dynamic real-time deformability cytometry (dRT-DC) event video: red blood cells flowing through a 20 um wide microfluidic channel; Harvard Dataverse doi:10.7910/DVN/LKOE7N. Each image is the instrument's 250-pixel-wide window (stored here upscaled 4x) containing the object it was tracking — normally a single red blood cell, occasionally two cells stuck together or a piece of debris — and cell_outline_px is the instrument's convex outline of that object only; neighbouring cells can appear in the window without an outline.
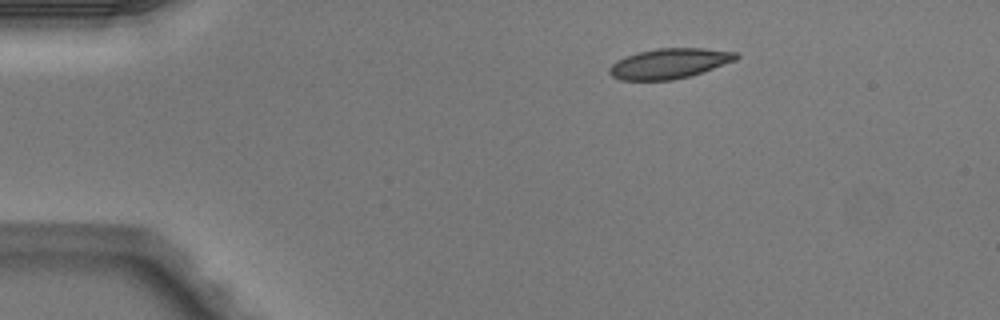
{"species": "Egyptian fruit bat (a non-hibernating species)", "species_latin": "Rousettus aegyptiacus", "temperature_condition": "warm", "stored_images_in_passage": 5, "camera_frame_rate_fps": 3000, "um_per_image_px": 0.085, "animal": {"sex": "male"}, "frame": {"image": 1, "passage_image": 1, "time_ms": 0.0, "image_size_px": [1000, 320], "cell_outline_px": [[740, 56], [736, 60], [688, 76], [672, 80], [620, 80], [612, 76], [608, 72], [608, 68], [616, 60], [640, 52], [656, 48], [704, 48], [740, 52]], "centroid_in_image_um": [56.9, 5.39], "position_along_channel_um": 28.1, "area_um2": 22.14}}
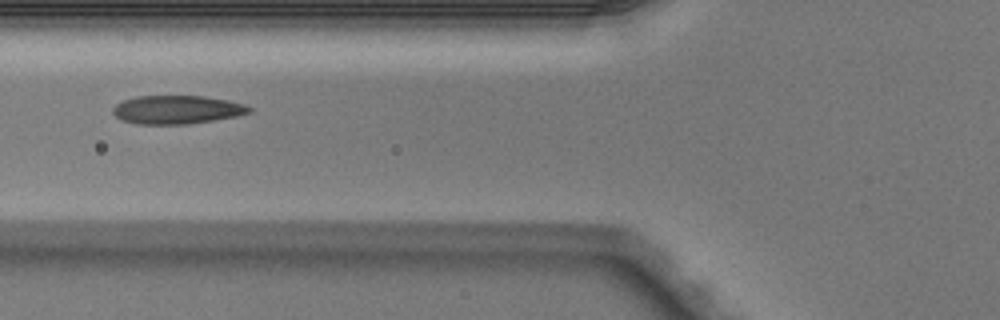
{"frame": {"image": 2, "passage_image": 4, "time_ms": 1.0, "image_size_px": [1000, 320], "cell_outline_px": [[252, 112], [236, 116], [216, 120], [188, 124], [136, 124], [120, 120], [112, 112], [112, 108], [116, 104], [124, 100], [136, 96], [204, 96], [228, 100], [244, 104], [252, 108]], "centroid_in_image_um": [15.04, 9.33], "position_along_channel_um": 110.8, "area_um2": 22.77}}
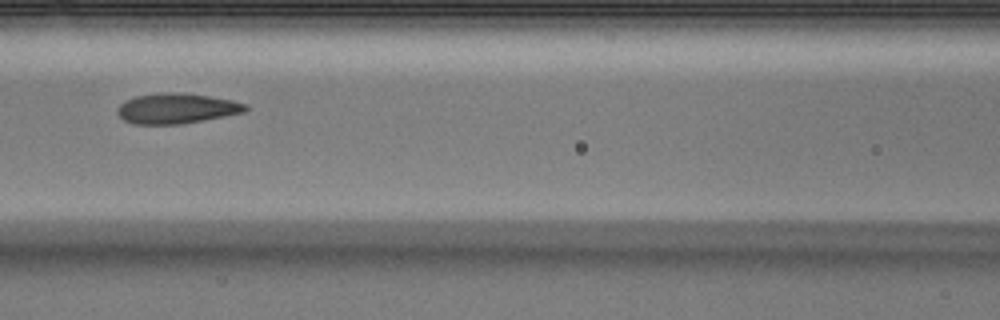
{"frame": {"image": 3, "passage_image": 5, "time_ms": 1.333, "image_size_px": [1000, 320], "cell_outline_px": [[248, 108], [244, 112], [184, 124], [132, 124], [124, 120], [116, 112], [120, 104], [124, 100], [136, 96], [164, 92], [172, 92], [208, 96], [232, 100], [248, 104]], "centroid_in_image_um": [14.99, 9.22], "position_along_channel_um": 151.6, "area_um2": 22.54}}